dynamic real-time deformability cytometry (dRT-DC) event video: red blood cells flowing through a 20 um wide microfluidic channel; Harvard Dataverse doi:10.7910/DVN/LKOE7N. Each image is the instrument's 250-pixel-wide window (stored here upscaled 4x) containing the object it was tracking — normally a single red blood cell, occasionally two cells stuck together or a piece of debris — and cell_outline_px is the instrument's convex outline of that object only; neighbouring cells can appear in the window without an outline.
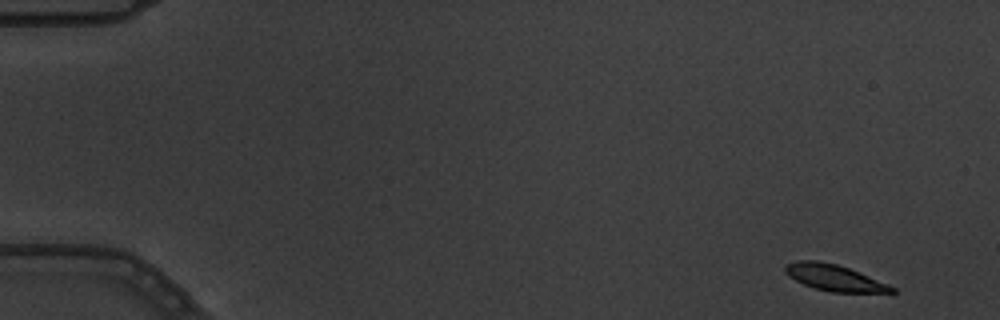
{"species": "common noctule bat (a hibernating species)", "species_latin": "Nyctalus noctula", "temperature_condition": "warm", "stored_images_in_passage": 3, "camera_frame_rate_fps": 3000, "um_per_image_px": 0.085, "animal": {"sex": "male", "body_mass_g": 19.5, "forearm_length_mm": 54.6}, "frame": {"image": 1, "passage_image": 1, "time_ms": 0.0, "image_size_px": [1000, 320], "cell_outline_px": [[896, 292], [892, 296], [832, 292], [816, 288], [804, 284], [788, 276], [784, 272], [784, 268], [788, 264], [796, 260], [816, 260], [836, 264], [848, 268], [888, 284], [896, 288]], "centroid_in_image_um": [71.07, 23.67], "position_along_channel_um": 13.9, "area_um2": 16.94}}